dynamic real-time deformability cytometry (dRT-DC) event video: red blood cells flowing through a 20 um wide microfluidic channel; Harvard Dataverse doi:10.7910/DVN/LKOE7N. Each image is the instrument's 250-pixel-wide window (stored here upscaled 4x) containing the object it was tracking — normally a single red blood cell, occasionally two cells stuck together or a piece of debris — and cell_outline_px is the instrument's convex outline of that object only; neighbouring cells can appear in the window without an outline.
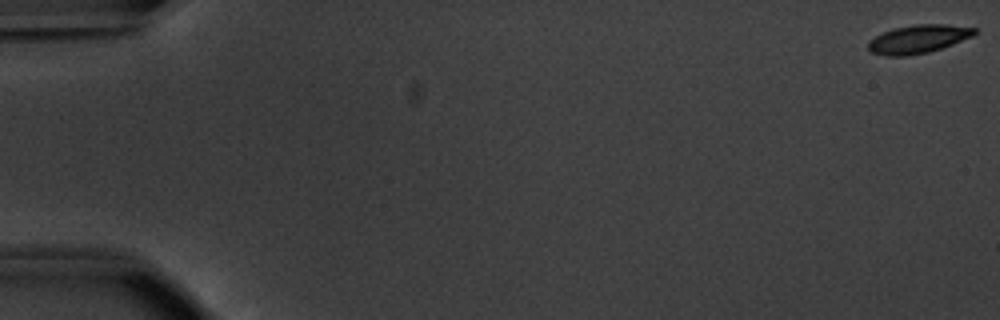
{"species": "common noctule bat (a hibernating species)", "species_latin": "Nyctalus noctula", "temperature_condition": "warm", "stored_images_in_passage": 8, "camera_frame_rate_fps": 3000, "um_per_image_px": 0.085, "animal": {"sex": "male", "body_mass_g": 20.1, "forearm_length_mm": 53.5}, "frame": {"image": 1, "passage_image": 1, "time_ms": 0.0, "image_size_px": [1000, 320], "cell_outline_px": [[980, 32], [972, 36], [952, 44], [928, 52], [904, 56], [884, 56], [872, 52], [868, 48], [868, 40], [884, 32], [896, 28], [916, 24], [948, 24], [976, 28]], "centroid_in_image_um": [78.07, 3.31], "position_along_channel_um": 6.9, "area_um2": 17.46}}